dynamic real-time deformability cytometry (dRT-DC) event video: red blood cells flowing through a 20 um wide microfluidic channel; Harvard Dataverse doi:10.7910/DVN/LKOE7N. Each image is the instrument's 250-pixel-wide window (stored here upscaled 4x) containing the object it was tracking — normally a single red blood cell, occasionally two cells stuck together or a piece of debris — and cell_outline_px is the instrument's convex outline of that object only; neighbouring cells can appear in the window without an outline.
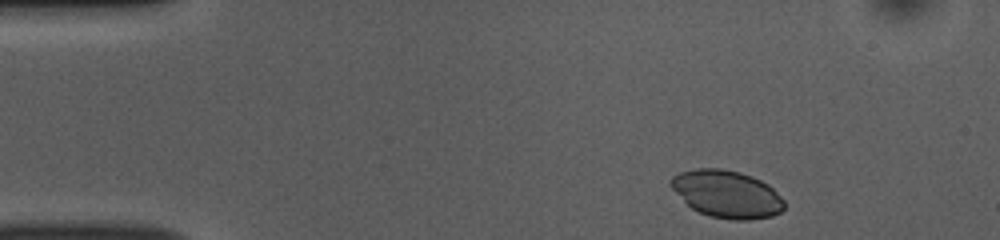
{"species": "common noctule bat (a hibernating species)", "species_latin": "Nyctalus noctula", "temperature_condition": "room temperature", "stored_images_in_passage": 46, "camera_frame_rate_fps": 3000, "um_per_image_px": 0.085, "animal": {"sex": "female", "body_mass_g": 10.0, "forearm_length_mm": 53.1}, "frame": {"image": 1, "passage_image": 2, "time_ms": 0.333, "image_size_px": [1000, 240], "cell_outline_px": [[784, 208], [780, 212], [772, 216], [748, 220], [732, 220], [708, 216], [692, 208], [668, 184], [668, 180], [672, 176], [680, 172], [696, 168], [720, 168], [740, 172], [752, 176], [768, 184], [784, 200]], "centroid_in_image_um": [61.77, 16.49], "position_along_channel_um": 23.2, "area_um2": 31.33}}